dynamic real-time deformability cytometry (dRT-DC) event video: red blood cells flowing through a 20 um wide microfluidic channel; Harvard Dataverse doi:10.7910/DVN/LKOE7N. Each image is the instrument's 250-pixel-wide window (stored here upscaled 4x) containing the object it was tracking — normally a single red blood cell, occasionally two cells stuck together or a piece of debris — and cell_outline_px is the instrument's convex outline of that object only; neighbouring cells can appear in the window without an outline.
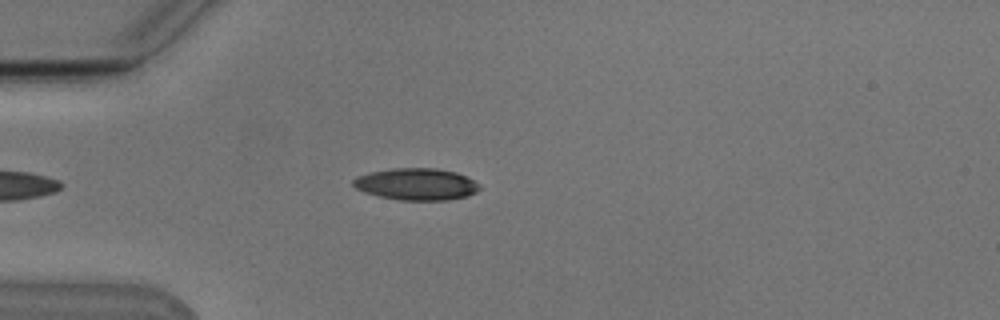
{"species": "Egyptian fruit bat (a non-hibernating species)", "species_latin": "Rousettus aegyptiacus", "temperature_condition": "cold", "stored_images_in_passage": 48, "camera_frame_rate_fps": 3000, "um_per_image_px": 0.085, "animal": {"sex": "male"}, "frame": {"image": 1, "passage_image": 8, "time_ms": 2.333, "image_size_px": [1000, 320], "cell_outline_px": [[480, 188], [476, 192], [468, 196], [448, 200], [400, 200], [380, 196], [364, 192], [356, 188], [352, 184], [352, 180], [360, 176], [372, 172], [392, 168], [436, 168], [456, 172], [480, 184]], "centroid_in_image_um": [35.41, 15.66], "position_along_channel_um": 49.6, "area_um2": 23.29}}
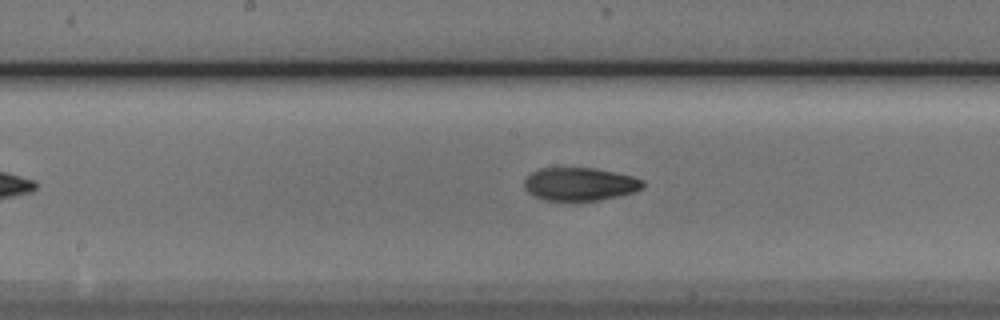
{"frame": {"image": 2, "passage_image": 21, "time_ms": 6.667, "image_size_px": [1000, 320], "cell_outline_px": [[644, 188], [636, 192], [600, 200], [564, 204], [544, 200], [532, 196], [524, 188], [524, 180], [532, 172], [540, 168], [596, 168], [632, 176], [644, 180]], "centroid_in_image_um": [49.27, 15.7], "position_along_channel_um": 198.9, "area_um2": 23.81}}
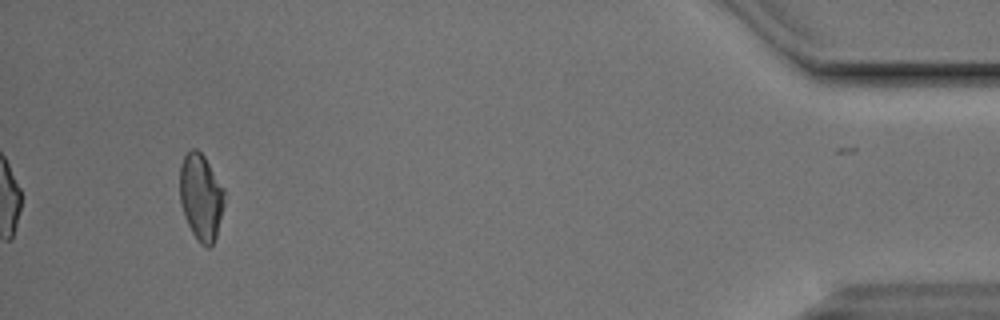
{"frame": {"image": 3, "passage_image": 44, "time_ms": 14.333, "image_size_px": [1000, 320], "cell_outline_px": [[224, 204], [216, 236], [212, 244], [208, 248], [200, 244], [196, 240], [184, 216], [180, 204], [180, 164], [184, 156], [192, 148], [196, 148], [204, 156], [224, 188]], "centroid_in_image_um": [17.07, 16.75], "position_along_channel_um": 418.1, "area_um2": 22.48}, "authors_computed_cell_mechanics": {"area_um2": 23.1489, "velocity_mm_per_s": 3.7887, "shape_relaxation_time_tau1_ms": 5.5649, "shape_relaxation_time_tau2_ms": 3.2094, "deformation_change_tau1": 0.1495, "deformation_change_tau2": 0.0885}}